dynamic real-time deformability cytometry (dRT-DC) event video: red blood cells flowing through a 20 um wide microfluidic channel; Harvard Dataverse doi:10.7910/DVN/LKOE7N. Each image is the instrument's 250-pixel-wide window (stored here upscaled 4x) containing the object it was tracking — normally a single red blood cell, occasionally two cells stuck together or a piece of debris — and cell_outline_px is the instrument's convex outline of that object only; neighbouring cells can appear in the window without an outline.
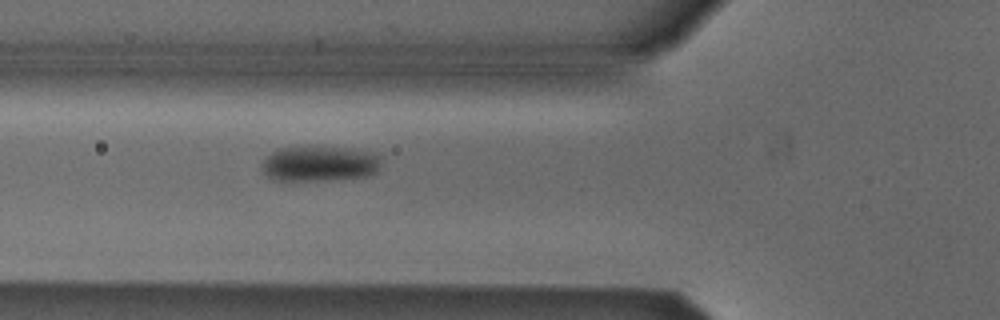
{"species": "Egyptian fruit bat (a non-hibernating species)", "species_latin": "Rousettus aegyptiacus", "temperature_condition": "cold", "stored_images_in_passage": 5, "camera_frame_rate_fps": 3000, "um_per_image_px": 0.085, "animal": {"sex": "male"}, "frame": {"image": 1, "passage_image": 5, "time_ms": 5.667, "image_size_px": [1000, 320], "cell_outline_px": [[380, 164], [376, 172], [364, 176], [312, 180], [276, 180], [268, 176], [264, 172], [264, 160], [272, 152], [280, 148], [352, 148], [372, 152], [380, 156]], "centroid_in_image_um": [27.2, 13.91], "position_along_channel_um": 98.6, "area_um2": 23.7}}